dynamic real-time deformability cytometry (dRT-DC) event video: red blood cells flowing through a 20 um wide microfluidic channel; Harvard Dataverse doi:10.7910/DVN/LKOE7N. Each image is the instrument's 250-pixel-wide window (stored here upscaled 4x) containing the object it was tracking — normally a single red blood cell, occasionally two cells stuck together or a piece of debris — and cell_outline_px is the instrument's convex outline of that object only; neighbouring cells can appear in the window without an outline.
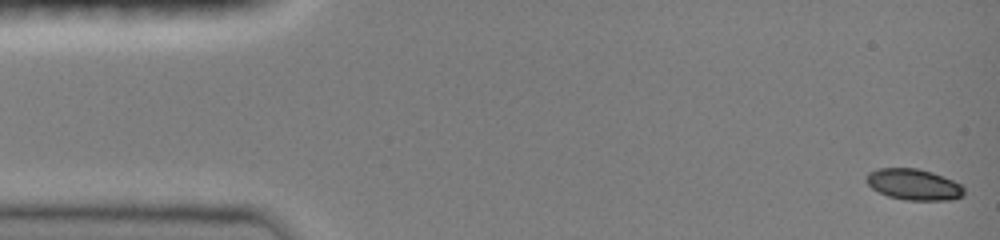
{"species": "common noctule bat (a hibernating species)", "species_latin": "Nyctalus noctula", "temperature_condition": "room temperature", "stored_images_in_passage": 47, "camera_frame_rate_fps": 3000, "um_per_image_px": 0.085, "animal": {"sex": "female", "body_mass_g": 19.0, "forearm_length_mm": 51.5}, "frame": {"image": 1, "passage_image": 1, "time_ms": 0.0, "image_size_px": [1000, 240], "cell_outline_px": [[964, 192], [960, 196], [948, 200], [908, 200], [888, 196], [872, 188], [868, 184], [868, 172], [880, 168], [916, 168], [932, 172], [952, 180], [960, 184], [964, 188]], "centroid_in_image_um": [77.67, 15.67], "position_along_channel_um": 7.3, "area_um2": 17.34}}
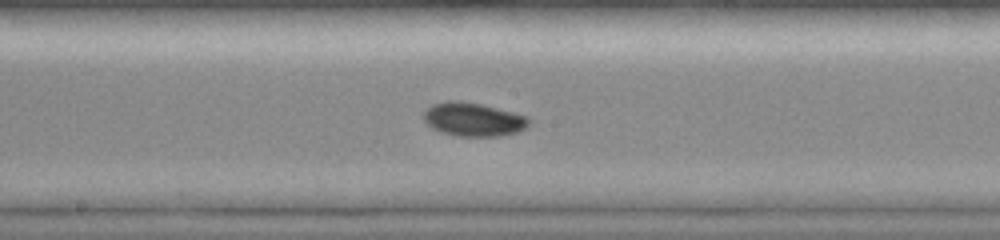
{"frame": {"image": 2, "passage_image": 25, "time_ms": 8.0, "image_size_px": [1000, 240], "cell_outline_px": [[528, 124], [524, 128], [516, 132], [496, 136], [460, 136], [440, 132], [432, 128], [424, 120], [424, 112], [432, 104], [444, 100], [460, 100], [480, 104], [528, 116]], "centroid_in_image_um": [40.18, 10.13], "position_along_channel_um": 208.0, "area_um2": 20.4}}
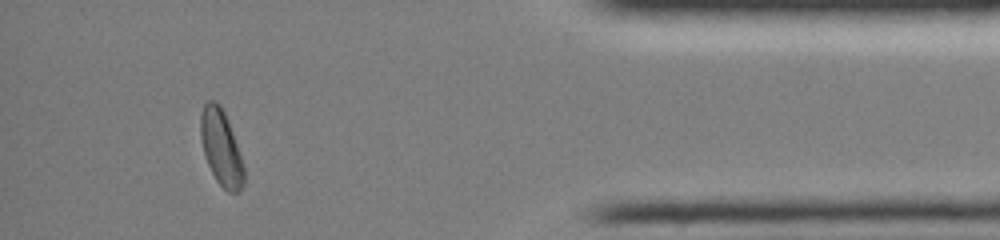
{"frame": {"image": 3, "passage_image": 43, "time_ms": 14.0, "image_size_px": [1000, 240], "cell_outline_px": [[244, 184], [240, 192], [228, 192], [216, 180], [208, 164], [200, 140], [200, 116], [204, 104], [208, 100], [216, 100], [220, 104], [224, 112], [240, 152], [244, 168]], "centroid_in_image_um": [18.79, 12.55], "position_along_channel_um": 416.4, "area_um2": 19.07}, "authors_computed_cell_mechanics": {"area_um2": 19.1318, "velocity_mm_per_s": 4.0376, "shape_relaxation_time_tau1_ms": 4.4948, "shape_relaxation_time_tau2_ms": null, "deformation_change_tau1": 0.1303, "deformation_change_tau2": null}}